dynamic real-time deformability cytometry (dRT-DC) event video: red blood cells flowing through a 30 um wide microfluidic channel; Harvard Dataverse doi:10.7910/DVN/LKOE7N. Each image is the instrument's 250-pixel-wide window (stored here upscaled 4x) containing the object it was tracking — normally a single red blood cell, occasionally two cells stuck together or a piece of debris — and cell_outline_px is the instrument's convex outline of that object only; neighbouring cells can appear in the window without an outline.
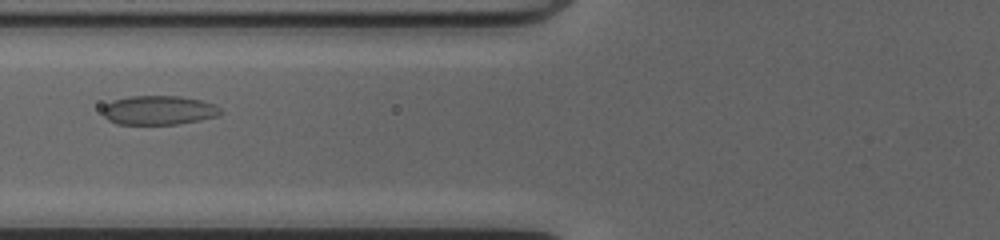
{"species": "common noctule bat (a hibernating species)", "species_latin": "Nyctalus noctula", "temperature_condition": "cold", "stored_images_in_passage": 36, "camera_frame_rate_fps": 3000, "um_per_image_px": 0.085, "animal": {"sex": "female", "body_mass_g": 20.0, "forearm_length_mm": 54.0}, "frame": {"image": 1, "passage_image": 5, "time_ms": 1.333, "image_size_px": [1000, 240], "cell_outline_px": [[224, 112], [220, 116], [200, 120], [176, 124], [116, 124], [108, 120], [104, 116], [104, 108], [112, 100], [128, 96], [180, 96], [200, 100], [216, 104]], "centroid_in_image_um": [13.55, 9.37], "position_along_channel_um": 112.3, "area_um2": 20.11}}
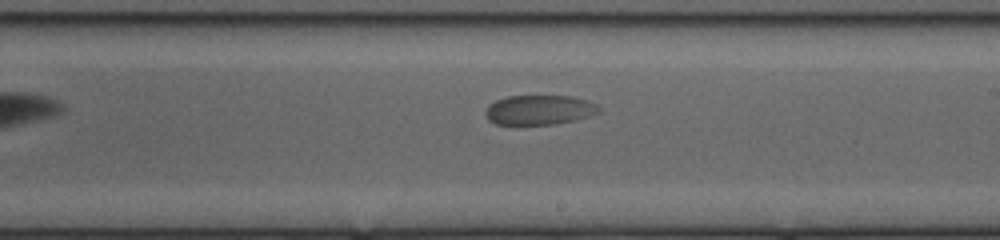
{"frame": {"image": 2, "passage_image": 15, "time_ms": 4.667, "image_size_px": [1000, 240], "cell_outline_px": [[600, 112], [576, 120], [556, 124], [496, 124], [488, 120], [484, 112], [488, 104], [496, 100], [508, 96], [572, 96], [588, 100], [596, 104], [600, 108]], "centroid_in_image_um": [45.84, 9.34], "position_along_channel_um": 243.2, "area_um2": 19.71}}
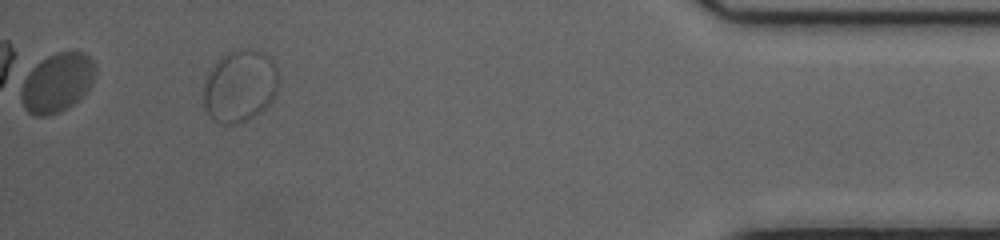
{"frame": {"image": 3, "passage_image": 32, "time_ms": 10.333, "image_size_px": [1000, 240], "cell_outline_px": [[276, 92], [272, 100], [260, 112], [236, 124], [224, 124], [212, 120], [204, 108], [204, 88], [208, 72], [212, 64], [220, 56], [236, 48], [256, 48], [272, 56], [276, 68]], "centroid_in_image_um": [20.37, 7.25], "position_along_channel_um": 414.8, "area_um2": 31.85}}